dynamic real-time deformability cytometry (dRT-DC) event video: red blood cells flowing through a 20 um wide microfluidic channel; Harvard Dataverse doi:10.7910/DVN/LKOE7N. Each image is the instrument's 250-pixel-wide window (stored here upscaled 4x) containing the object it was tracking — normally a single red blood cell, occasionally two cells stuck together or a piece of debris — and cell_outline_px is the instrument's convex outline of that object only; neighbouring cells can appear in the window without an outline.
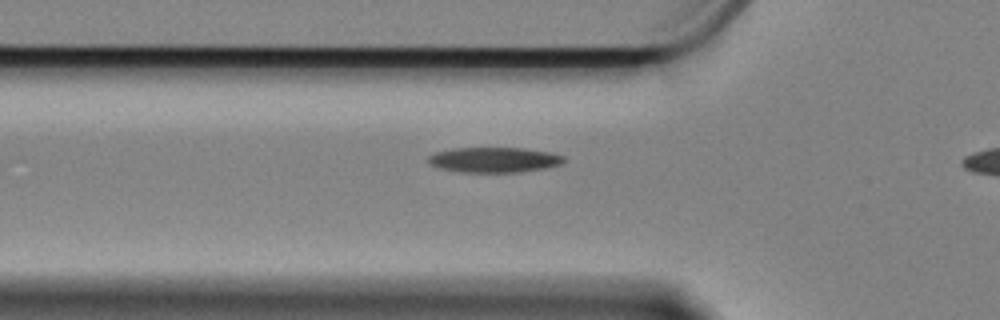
{"species": "Egyptian fruit bat (a non-hibernating species)", "species_latin": "Rousettus aegyptiacus", "temperature_condition": "cold", "stored_images_in_passage": 31, "camera_frame_rate_fps": 3000, "um_per_image_px": 0.085, "animal": {"sex": "female"}, "frame": {"image": 1, "passage_image": 2, "time_ms": 0.333, "image_size_px": [1000, 320], "cell_outline_px": [[564, 160], [560, 164], [544, 168], [520, 172], [460, 172], [440, 168], [428, 164], [428, 156], [436, 152], [452, 148], [524, 148], [552, 152], [564, 156]], "centroid_in_image_um": [41.98, 13.58], "position_along_channel_um": 83.8, "area_um2": 19.94}}
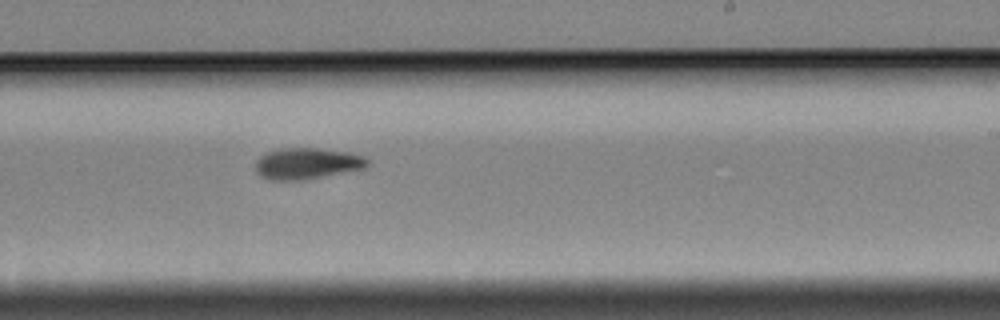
{"frame": {"image": 2, "passage_image": 18, "time_ms": 5.667, "image_size_px": [1000, 320], "cell_outline_px": [[368, 164], [364, 168], [296, 180], [272, 180], [260, 176], [256, 172], [256, 160], [260, 156], [276, 148], [316, 148], [352, 152], [364, 156], [368, 160]], "centroid_in_image_um": [26.06, 13.87], "position_along_channel_um": 262.9, "area_um2": 20.11}}
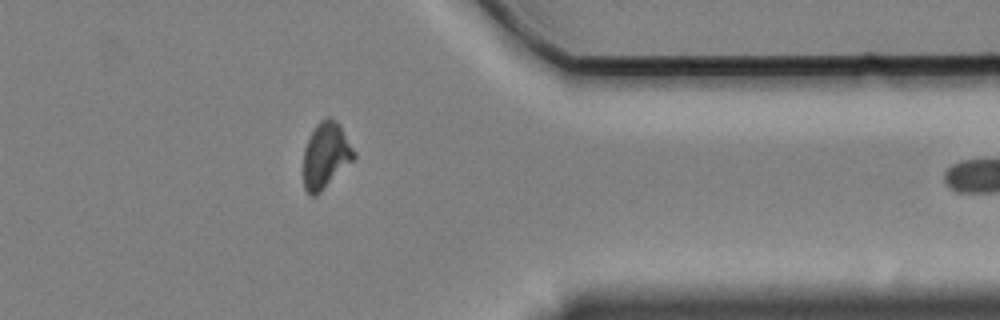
{"frame": {"image": 3, "passage_image": 30, "time_ms": 9.667, "image_size_px": [1000, 320], "cell_outline_px": [[356, 156], [316, 196], [312, 196], [304, 188], [304, 148], [316, 124], [320, 120], [328, 116], [340, 124], [356, 152]], "centroid_in_image_um": [27.69, 13.18], "position_along_channel_um": 383.7, "area_um2": 19.13}}